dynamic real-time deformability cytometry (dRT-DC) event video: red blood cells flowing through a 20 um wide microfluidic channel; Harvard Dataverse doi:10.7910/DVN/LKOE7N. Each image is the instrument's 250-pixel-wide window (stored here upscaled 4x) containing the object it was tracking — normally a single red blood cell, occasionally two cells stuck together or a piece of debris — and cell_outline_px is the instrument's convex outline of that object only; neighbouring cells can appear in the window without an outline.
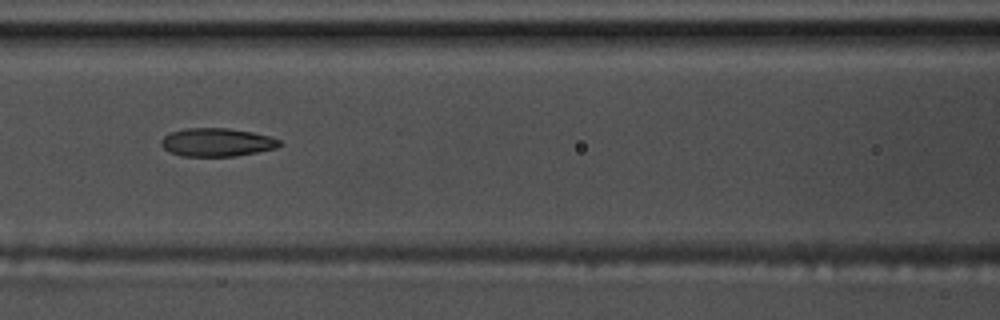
{"species": "common noctule bat (a hibernating species)", "species_latin": "Nyctalus noctula", "temperature_condition": "warm", "stored_images_in_passage": 49, "camera_frame_rate_fps": 3000, "um_per_image_px": 0.085, "animal": {"sex": "male", "body_mass_g": 17.5, "forearm_length_mm": 52.3}, "frame": {"image": 1, "passage_image": 17, "time_ms": 5.333, "image_size_px": [1000, 320], "cell_outline_px": [[280, 144], [276, 148], [236, 156], [180, 156], [168, 152], [160, 144], [160, 140], [164, 136], [172, 132], [184, 128], [228, 128], [252, 132], [268, 136], [280, 140]], "centroid_in_image_um": [18.38, 12.1], "position_along_channel_um": 148.2, "area_um2": 19.48}}
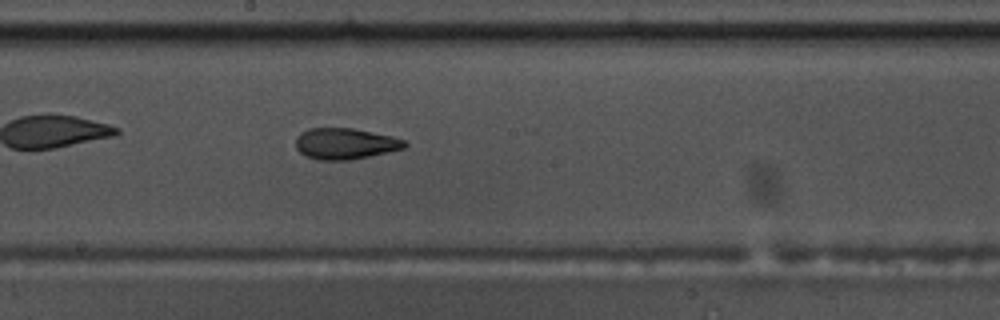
{"frame": {"image": 2, "passage_image": 23, "time_ms": 7.333, "image_size_px": [1000, 320], "cell_outline_px": [[408, 144], [404, 148], [368, 156], [348, 160], [316, 160], [304, 156], [296, 148], [296, 136], [300, 132], [308, 128], [352, 128], [392, 136], [404, 140]], "centroid_in_image_um": [29.29, 12.21], "position_along_channel_um": 218.9, "area_um2": 19.77}}
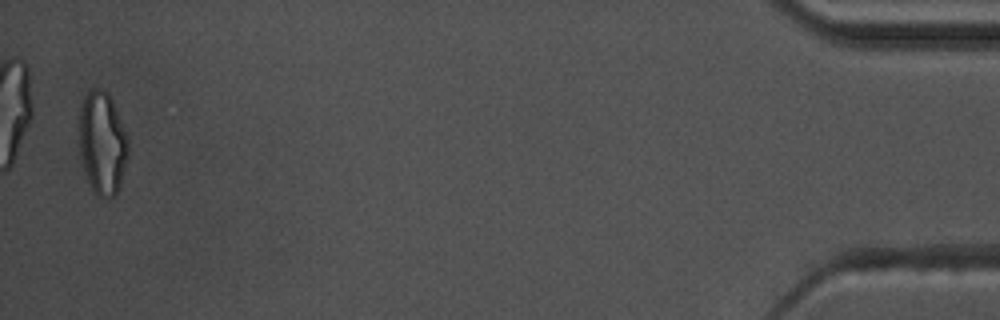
{"frame": {"image": 3, "passage_image": 48, "time_ms": 15.667, "image_size_px": [1000, 320], "cell_outline_px": [[128, 156], [120, 184], [116, 192], [112, 196], [100, 196], [92, 188], [88, 180], [84, 168], [80, 152], [76, 116], [80, 104], [84, 96], [92, 88], [96, 88], [108, 92], [112, 100], [128, 136]], "centroid_in_image_um": [8.66, 12.07], "position_along_channel_um": 426.5, "area_um2": 29.65}, "authors_computed_cell_mechanics": {"area_um2": 20.1144, "velocity_mm_per_s": 3.5616, "shape_relaxation_time_tau1_ms": 11.1927, "shape_relaxation_time_tau2_ms": 2.4667, "deformation_change_tau1": 0.2446, "deformation_change_tau2": 0.0991}}